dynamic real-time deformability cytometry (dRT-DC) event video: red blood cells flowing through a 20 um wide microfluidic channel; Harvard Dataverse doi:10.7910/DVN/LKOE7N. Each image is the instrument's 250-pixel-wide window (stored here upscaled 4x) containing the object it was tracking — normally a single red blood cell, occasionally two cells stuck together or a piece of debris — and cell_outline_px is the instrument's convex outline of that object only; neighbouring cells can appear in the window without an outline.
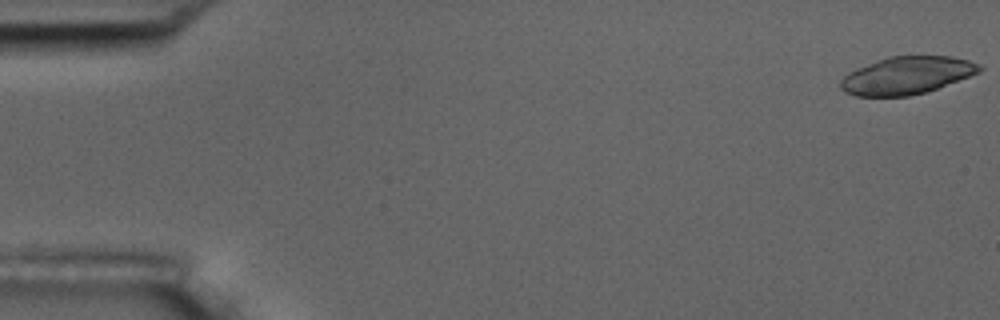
{"species": "common noctule bat (a hibernating species)", "species_latin": "Nyctalus noctula", "temperature_condition": "room temperature", "stored_images_in_passage": 4, "camera_frame_rate_fps": 3000, "um_per_image_px": 0.085, "animal": {"sex": "male", "body_mass_g": 17.5, "forearm_length_mm": 52.3}, "frame": {"image": 1, "passage_image": 1, "time_ms": 0.0, "image_size_px": [1000, 320], "cell_outline_px": [[984, 68], [980, 72], [936, 88], [924, 92], [908, 96], [856, 96], [844, 92], [840, 88], [840, 80], [848, 72], [856, 68], [876, 60], [888, 56], [952, 56], [968, 60], [980, 64]], "centroid_in_image_um": [77.05, 6.4], "position_along_channel_um": 8.0, "area_um2": 30.35}}